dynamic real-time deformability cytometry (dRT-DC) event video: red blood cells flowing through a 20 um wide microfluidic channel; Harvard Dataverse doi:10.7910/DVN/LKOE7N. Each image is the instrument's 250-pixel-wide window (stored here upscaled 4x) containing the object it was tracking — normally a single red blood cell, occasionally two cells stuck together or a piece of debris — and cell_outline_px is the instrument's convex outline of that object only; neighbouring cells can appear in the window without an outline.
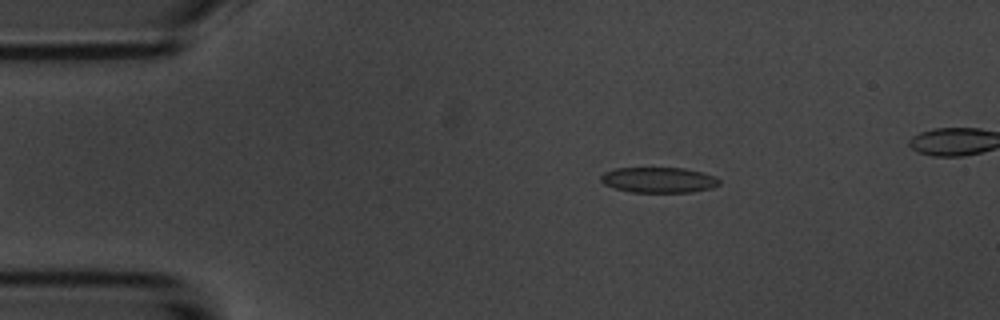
{"species": "common noctule bat (a hibernating species)", "species_latin": "Nyctalus noctula", "temperature_condition": "room temperature", "stored_images_in_passage": 5, "camera_frame_rate_fps": 3000, "um_per_image_px": 0.085, "animal": {"sex": "male", "body_mass_g": 20.1, "forearm_length_mm": 53.5}, "frame": {"image": 1, "passage_image": 3, "time_ms": 2.333, "image_size_px": [1000, 320], "cell_outline_px": [[720, 184], [712, 188], [692, 192], [632, 192], [612, 188], [604, 184], [600, 180], [600, 176], [604, 172], [616, 168], [684, 168], [700, 172], [712, 176], [720, 180]], "centroid_in_image_um": [55.95, 15.3], "position_along_channel_um": 29.1, "area_um2": 17.57}}